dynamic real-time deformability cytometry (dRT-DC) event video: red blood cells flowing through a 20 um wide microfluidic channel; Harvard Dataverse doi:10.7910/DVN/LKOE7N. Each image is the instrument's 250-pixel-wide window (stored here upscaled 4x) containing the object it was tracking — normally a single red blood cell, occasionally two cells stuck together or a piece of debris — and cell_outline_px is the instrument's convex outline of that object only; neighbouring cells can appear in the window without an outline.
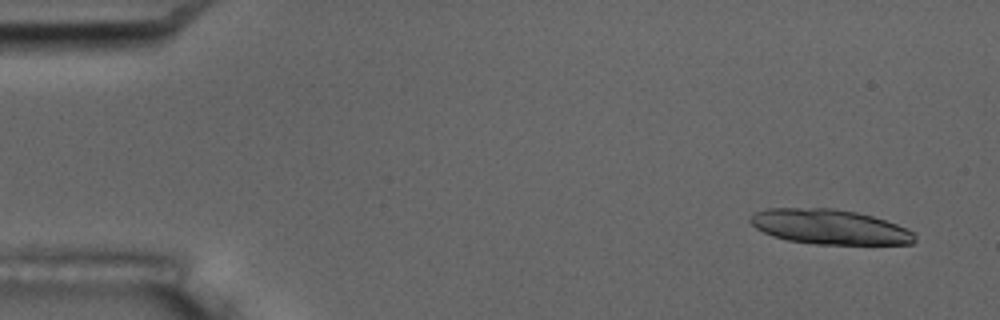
{"species": "common noctule bat (a hibernating species)", "species_latin": "Nyctalus noctula", "temperature_condition": "room temperature", "stored_images_in_passage": 6, "camera_frame_rate_fps": 3000, "um_per_image_px": 0.085, "animal": {"sex": "male", "body_mass_g": 17.5, "forearm_length_mm": 52.3}, "frame": {"image": 1, "passage_image": 2, "time_ms": 1.0, "image_size_px": [1000, 320], "cell_outline_px": [[916, 240], [912, 244], [816, 244], [788, 240], [772, 236], [756, 228], [748, 220], [756, 212], [768, 208], [832, 208], [856, 212], [872, 216], [908, 228], [916, 232]], "centroid_in_image_um": [70.55, 19.28], "position_along_channel_um": 14.4, "area_um2": 33.41}}